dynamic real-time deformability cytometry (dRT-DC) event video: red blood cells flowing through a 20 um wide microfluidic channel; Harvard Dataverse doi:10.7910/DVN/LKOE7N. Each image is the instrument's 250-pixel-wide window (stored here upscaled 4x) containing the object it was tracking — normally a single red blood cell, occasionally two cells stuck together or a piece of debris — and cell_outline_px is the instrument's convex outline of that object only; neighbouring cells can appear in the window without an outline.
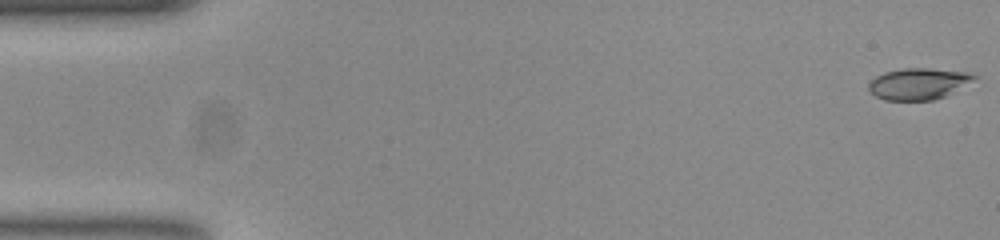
{"species": "common noctule bat (a hibernating species)", "species_latin": "Nyctalus noctula", "temperature_condition": "room temperature", "stored_images_in_passage": 55, "segment_of_instrument_passage": [1, 2], "camera_frame_rate_fps": 3000, "um_per_image_px": 0.085, "animal": {"sex": "female", "body_mass_g": 23.0, "forearm_length_mm": 53.4}, "frame": {"image": 1, "passage_image": 1, "time_ms": 0.0, "image_size_px": [1000, 240], "cell_outline_px": [[980, 76], [948, 96], [932, 100], [884, 100], [876, 96], [868, 88], [868, 84], [876, 76], [884, 72], [904, 68], [928, 68], [972, 72]], "centroid_in_image_um": [78.13, 7.11], "position_along_channel_um": 6.9, "area_um2": 19.54}}
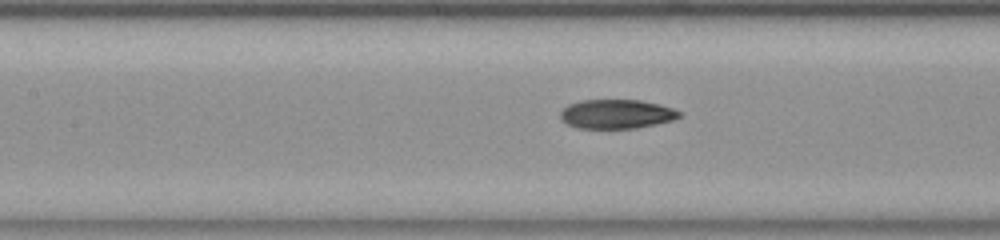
{"frame": {"image": 2, "passage_image": 24, "time_ms": 7.667, "image_size_px": [1000, 240], "cell_outline_px": [[684, 116], [672, 120], [656, 124], [636, 128], [576, 128], [560, 120], [560, 112], [568, 104], [580, 100], [640, 100], [660, 104], [684, 112]], "centroid_in_image_um": [52.43, 9.69], "position_along_channel_um": 155.0, "area_um2": 20.46}}
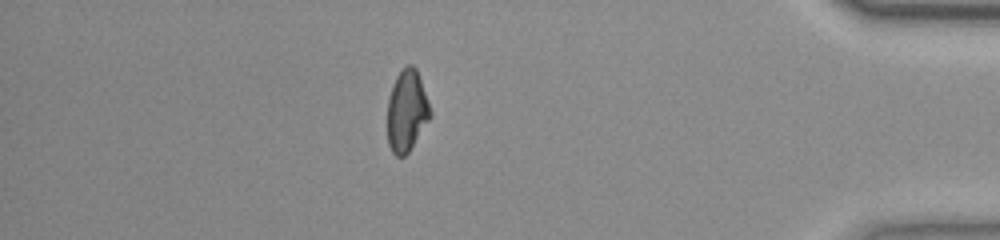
{"frame": {"image": 3, "passage_image": 47, "time_ms": 15.333, "image_size_px": [1000, 240], "cell_outline_px": [[432, 116], [408, 152], [404, 156], [396, 156], [392, 152], [388, 144], [388, 96], [392, 84], [396, 76], [408, 64], [412, 64], [416, 68], [432, 112]], "centroid_in_image_um": [34.57, 9.42], "position_along_channel_um": 400.6, "area_um2": 20.29}}